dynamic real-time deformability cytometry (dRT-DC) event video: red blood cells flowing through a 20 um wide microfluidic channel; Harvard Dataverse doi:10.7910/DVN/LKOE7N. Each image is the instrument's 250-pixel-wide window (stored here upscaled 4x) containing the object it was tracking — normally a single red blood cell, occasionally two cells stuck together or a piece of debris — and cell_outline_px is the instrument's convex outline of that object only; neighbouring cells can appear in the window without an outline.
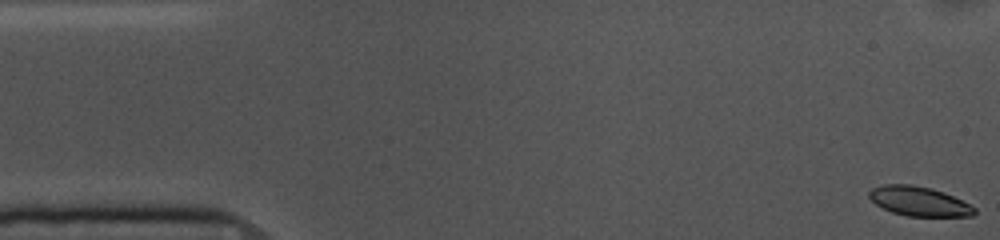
{"species": "common noctule bat (a hibernating species)", "species_latin": "Nyctalus noctula", "temperature_condition": "cold", "stored_images_in_passage": 9, "camera_frame_rate_fps": 3000, "um_per_image_px": 0.085, "animal": {"sex": "female", "body_mass_g": 10.0, "forearm_length_mm": 53.1}, "frame": {"image": 1, "passage_image": 1, "time_ms": 0.0, "image_size_px": [1000, 240], "cell_outline_px": [[976, 212], [972, 216], [908, 216], [892, 212], [876, 204], [868, 196], [868, 192], [872, 188], [884, 184], [912, 184], [932, 188], [944, 192], [976, 208]], "centroid_in_image_um": [78.1, 17.1], "position_along_channel_um": 6.9, "area_um2": 17.98}}